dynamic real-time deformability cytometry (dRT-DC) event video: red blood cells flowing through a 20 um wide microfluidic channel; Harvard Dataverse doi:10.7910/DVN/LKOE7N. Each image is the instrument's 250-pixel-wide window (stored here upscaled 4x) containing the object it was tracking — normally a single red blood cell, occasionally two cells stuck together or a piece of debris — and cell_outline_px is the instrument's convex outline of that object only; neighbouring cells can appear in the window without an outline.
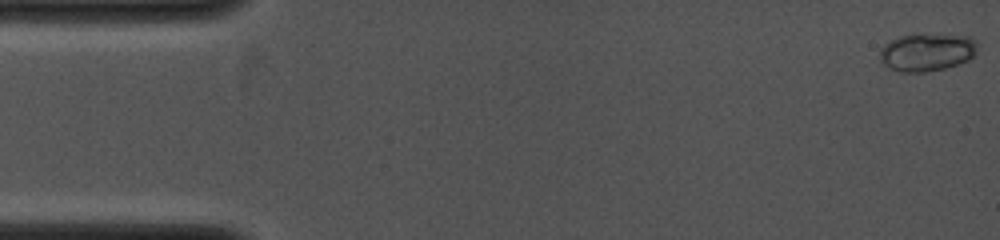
{"species": "common noctule bat (a hibernating species)", "species_latin": "Nyctalus noctula", "temperature_condition": "cold", "stored_images_in_passage": 55, "camera_frame_rate_fps": 4000, "um_per_image_px": 0.085, "animal": {"sex": "female", "body_mass_g": 19.0, "forearm_length_mm": 53.3}, "frame": {"image": 1, "passage_image": 1, "time_ms": 0.0, "image_size_px": [1000, 240], "cell_outline_px": [[980, 44], [976, 56], [968, 60], [944, 68], [924, 72], [900, 72], [888, 68], [880, 60], [880, 48], [884, 44], [900, 36], [916, 32], [972, 36]], "centroid_in_image_um": [78.83, 4.39], "position_along_channel_um": 6.2, "area_um2": 22.31}}
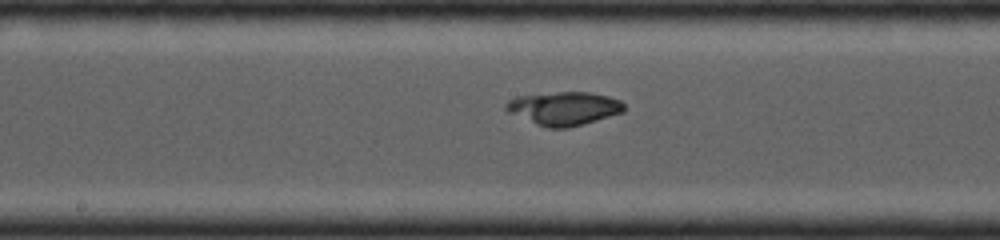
{"frame": {"image": 2, "passage_image": 29, "time_ms": 7.0, "image_size_px": [1000, 240], "cell_outline_px": [[624, 112], [568, 128], [548, 128], [536, 124], [508, 112], [504, 108], [504, 104], [508, 100], [516, 96], [556, 92], [588, 92], [608, 96], [620, 100], [624, 104]], "centroid_in_image_um": [47.91, 9.21], "position_along_channel_um": 200.3, "area_um2": 22.95}}
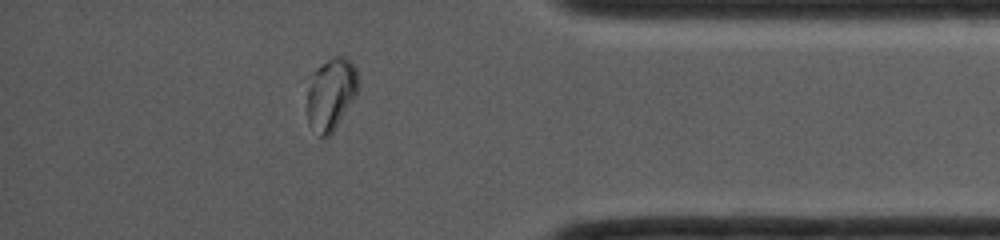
{"frame": {"image": 3, "passage_image": 48, "time_ms": 11.75, "image_size_px": [1000, 240], "cell_outline_px": [[356, 92], [332, 132], [328, 136], [320, 136], [308, 124], [308, 92], [312, 72], [316, 68], [328, 60], [336, 56], [340, 56], [348, 60], [356, 68]], "centroid_in_image_um": [28.08, 7.98], "position_along_channel_um": 407.1, "area_um2": 20.46}}